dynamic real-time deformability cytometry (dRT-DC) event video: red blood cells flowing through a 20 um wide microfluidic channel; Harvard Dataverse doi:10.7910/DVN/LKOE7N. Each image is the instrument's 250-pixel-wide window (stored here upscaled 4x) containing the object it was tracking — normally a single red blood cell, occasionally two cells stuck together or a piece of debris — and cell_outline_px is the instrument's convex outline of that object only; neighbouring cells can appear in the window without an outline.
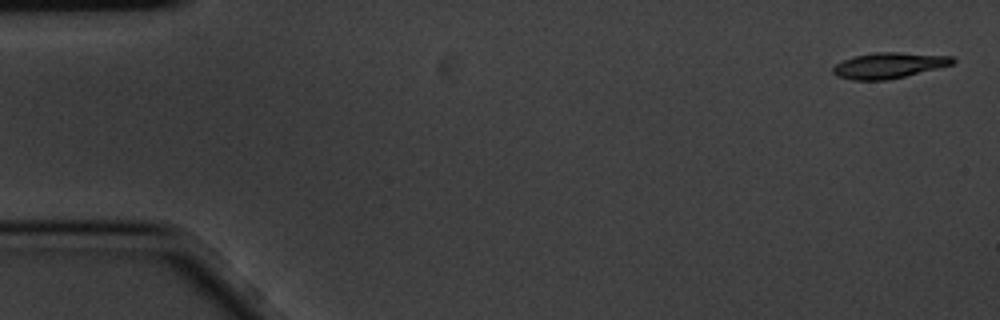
{"species": "common noctule bat (a hibernating species)", "species_latin": "Nyctalus noctula", "temperature_condition": "cold", "stored_images_in_passage": 5, "camera_frame_rate_fps": 3000, "um_per_image_px": 0.085, "animal": {"sex": "male", "body_mass_g": 20.1, "forearm_length_mm": 53.5}, "frame": {"image": 1, "passage_image": 1, "time_ms": 0.0, "image_size_px": [1000, 320], "cell_outline_px": [[956, 60], [952, 64], [888, 80], [852, 80], [836, 76], [832, 72], [832, 68], [836, 64], [844, 60], [856, 56], [876, 52], [900, 52], [952, 56]], "centroid_in_image_um": [75.52, 5.56], "position_along_channel_um": 9.5, "area_um2": 17.74}}